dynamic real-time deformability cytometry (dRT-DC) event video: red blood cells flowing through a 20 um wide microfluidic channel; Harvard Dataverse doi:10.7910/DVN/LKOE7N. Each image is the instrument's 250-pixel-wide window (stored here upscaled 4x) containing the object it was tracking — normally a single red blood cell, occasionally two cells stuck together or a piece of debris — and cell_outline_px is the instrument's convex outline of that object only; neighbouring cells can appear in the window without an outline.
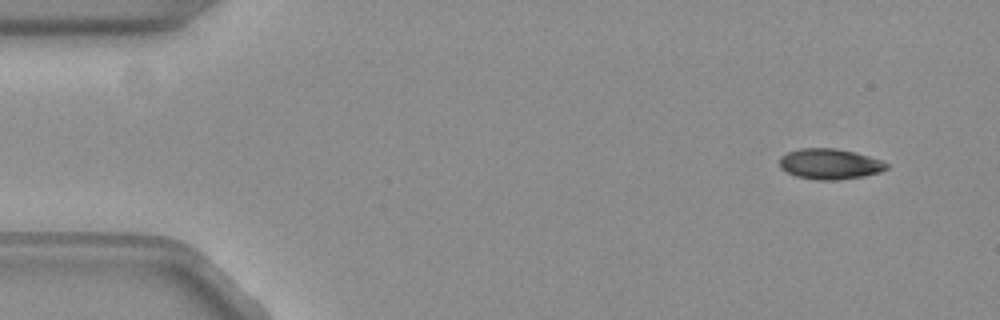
{"species": "common noctule bat (a hibernating species)", "species_latin": "Nyctalus noctula", "temperature_condition": "warm", "stored_images_in_passage": 51, "camera_frame_rate_fps": 3000, "um_per_image_px": 0.085, "animal": {"sex": "female", "body_mass_g": 19.3, "forearm_length_mm": 54.1}, "frame": {"image": 1, "passage_image": 2, "time_ms": 0.333, "image_size_px": [1000, 320], "cell_outline_px": [[888, 168], [880, 172], [864, 176], [836, 180], [816, 180], [796, 176], [780, 168], [780, 156], [788, 152], [804, 148], [836, 148], [868, 156], [880, 160], [888, 164]], "centroid_in_image_um": [70.52, 13.94], "position_along_channel_um": 14.5, "area_um2": 18.9}}
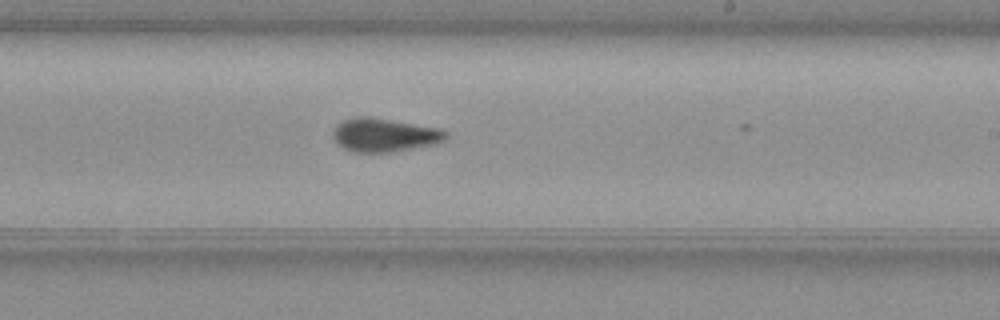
{"frame": {"image": 2, "passage_image": 29, "time_ms": 9.333, "image_size_px": [1000, 320], "cell_outline_px": [[448, 136], [444, 140], [432, 144], [392, 152], [352, 152], [336, 144], [332, 136], [332, 132], [336, 124], [344, 120], [356, 116], [368, 116], [440, 128], [448, 132]], "centroid_in_image_um": [32.63, 11.47], "position_along_channel_um": 256.4, "area_um2": 22.14}}
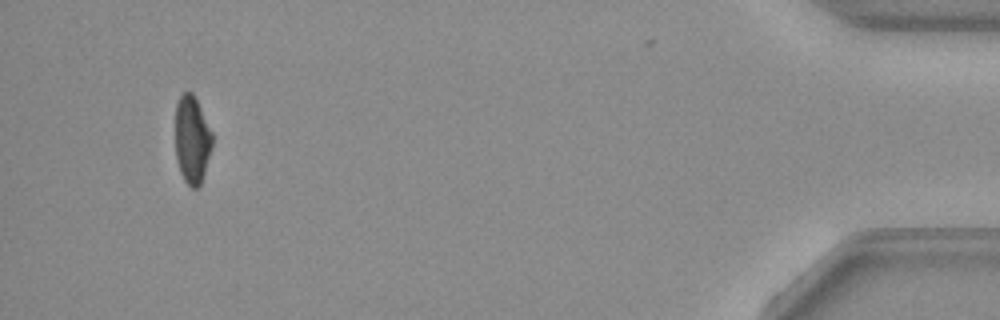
{"frame": {"image": 3, "passage_image": 48, "time_ms": 15.667, "image_size_px": [1000, 320], "cell_outline_px": [[212, 148], [200, 184], [196, 188], [192, 188], [184, 180], [180, 172], [176, 160], [176, 104], [180, 96], [184, 92], [192, 92], [212, 132]], "centroid_in_image_um": [16.32, 11.88], "position_along_channel_um": 418.9, "area_um2": 18.61}, "authors_computed_cell_mechanics": {"area_um2": 20.808, "velocity_mm_per_s": 3.8438, "shape_relaxation_time_tau1_ms": 5.719, "shape_relaxation_time_tau2_ms": 3.1148, "deformation_change_tau1": 0.1514, "deformation_change_tau2": 0.0845}}